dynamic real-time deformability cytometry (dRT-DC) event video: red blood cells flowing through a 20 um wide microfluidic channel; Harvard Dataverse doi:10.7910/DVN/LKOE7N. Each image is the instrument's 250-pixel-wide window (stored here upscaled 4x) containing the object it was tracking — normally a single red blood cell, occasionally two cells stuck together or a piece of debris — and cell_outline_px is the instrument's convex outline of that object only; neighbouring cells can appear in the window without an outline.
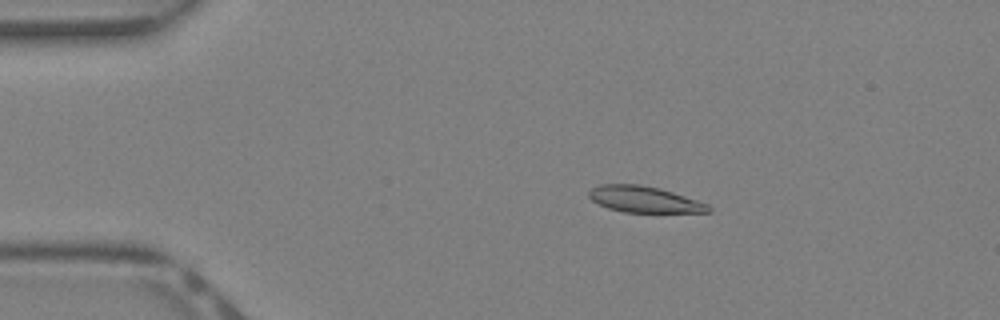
{"species": "Egyptian fruit bat (a non-hibernating species)", "species_latin": "Rousettus aegyptiacus", "temperature_condition": "warm", "stored_images_in_passage": 37, "camera_frame_rate_fps": 3000, "um_per_image_px": 0.085, "animal": {"sex": "female"}, "frame": {"image": 1, "passage_image": 5, "time_ms": 1.333, "image_size_px": [1000, 320], "cell_outline_px": [[712, 212], [624, 212], [608, 208], [592, 200], [588, 196], [588, 192], [592, 188], [600, 184], [640, 184], [660, 188], [708, 204], [712, 208]], "centroid_in_image_um": [54.75, 16.94], "position_along_channel_um": 30.2, "area_um2": 18.15}}
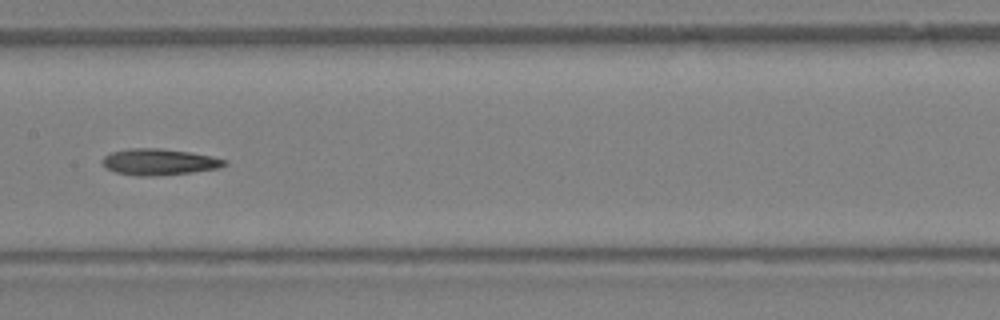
{"frame": {"image": 2, "passage_image": 18, "time_ms": 5.667, "image_size_px": [1000, 320], "cell_outline_px": [[228, 164], [220, 168], [192, 172], [152, 176], [136, 176], [116, 172], [108, 168], [104, 164], [104, 156], [112, 152], [128, 148], [160, 148], [192, 152], [212, 156], [228, 160]], "centroid_in_image_um": [13.6, 13.75], "position_along_channel_um": 193.8, "area_um2": 18.73}}
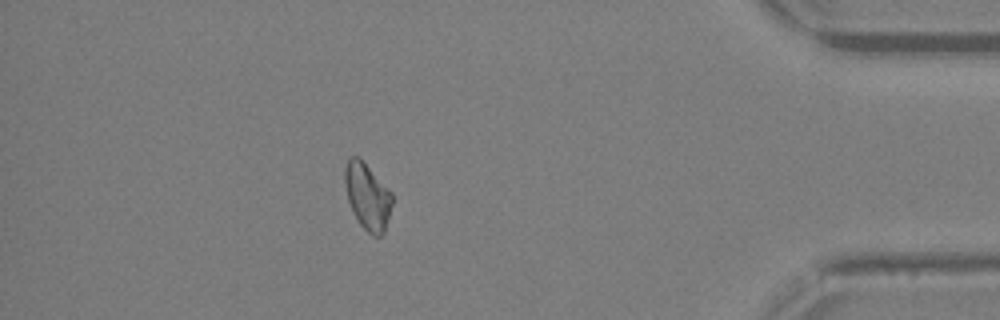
{"frame": {"image": 3, "passage_image": 33, "time_ms": 10.667, "image_size_px": [1000, 320], "cell_outline_px": [[392, 204], [384, 232], [380, 236], [372, 236], [360, 224], [352, 212], [348, 200], [344, 184], [344, 168], [348, 156], [356, 156], [392, 192]], "centroid_in_image_um": [31.2, 16.71], "position_along_channel_um": 404.0, "area_um2": 18.09}}